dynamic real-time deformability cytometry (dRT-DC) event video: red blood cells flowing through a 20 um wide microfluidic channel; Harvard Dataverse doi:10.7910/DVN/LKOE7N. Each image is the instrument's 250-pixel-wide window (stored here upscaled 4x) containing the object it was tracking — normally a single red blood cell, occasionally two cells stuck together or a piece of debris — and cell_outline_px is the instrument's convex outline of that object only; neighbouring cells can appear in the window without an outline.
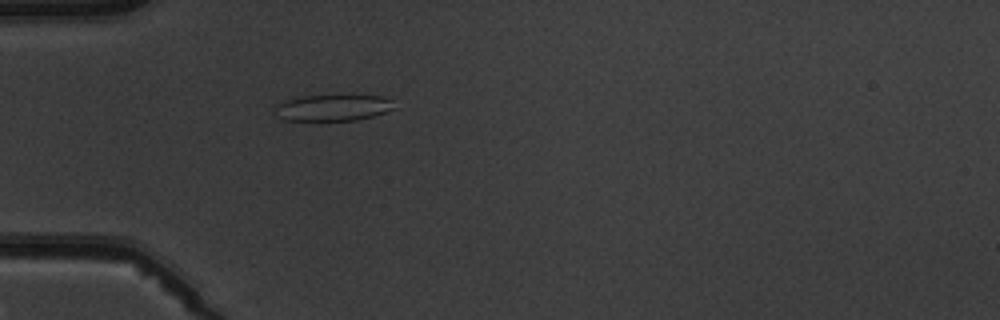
{"species": "common noctule bat (a hibernating species)", "species_latin": "Nyctalus noctula", "temperature_condition": "warm", "stored_images_in_passage": 4, "camera_frame_rate_fps": 3000, "um_per_image_px": 0.085, "animal": {"sex": "male", "body_mass_g": 19.5, "forearm_length_mm": 54.6}, "frame": {"image": 1, "passage_image": 4, "time_ms": 4.333, "image_size_px": [1000, 320], "cell_outline_px": [[396, 108], [372, 116], [356, 120], [284, 120], [276, 116], [272, 104], [284, 100], [304, 96], [384, 96], [392, 100]], "centroid_in_image_um": [28.23, 9.15], "position_along_channel_um": 56.8, "area_um2": 18.32}}